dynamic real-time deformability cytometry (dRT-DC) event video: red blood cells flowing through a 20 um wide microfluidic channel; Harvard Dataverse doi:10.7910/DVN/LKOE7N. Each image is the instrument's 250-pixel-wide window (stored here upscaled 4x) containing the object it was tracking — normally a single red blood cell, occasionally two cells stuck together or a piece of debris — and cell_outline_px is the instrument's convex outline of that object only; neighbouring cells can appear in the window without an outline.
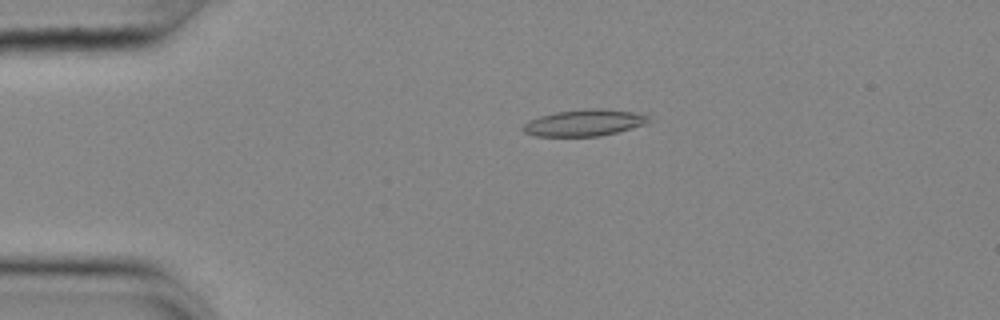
{"species": "common noctule bat (a hibernating species)", "species_latin": "Nyctalus noctula", "temperature_condition": "cold", "stored_images_in_passage": 55, "camera_frame_rate_fps": 3000, "um_per_image_px": 0.085, "animal": {"sex": "female", "body_mass_g": 25.1}, "frame": {"image": 1, "passage_image": 12, "time_ms": 3.667, "image_size_px": [1000, 320], "cell_outline_px": [[652, 120], [644, 124], [632, 128], [600, 136], [536, 136], [524, 132], [520, 128], [528, 120], [540, 116], [556, 112], [588, 108], [600, 108], [632, 112], [648, 116]], "centroid_in_image_um": [49.63, 10.43], "position_along_channel_um": 35.4, "area_um2": 19.36}}
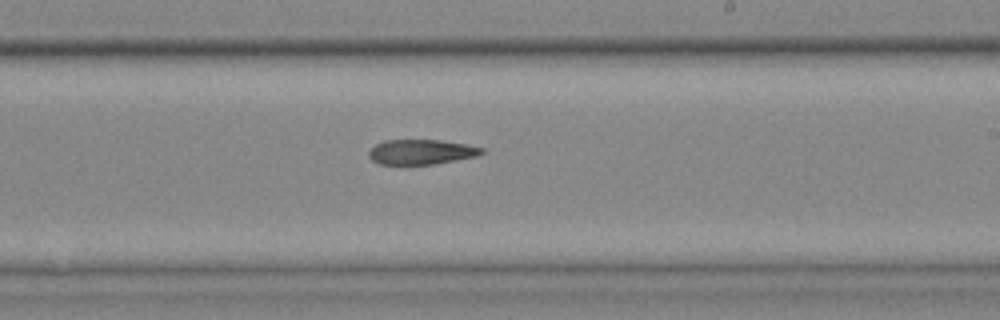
{"frame": {"image": 2, "passage_image": 33, "time_ms": 10.667, "image_size_px": [1000, 320], "cell_outline_px": [[488, 152], [480, 156], [436, 164], [380, 164], [372, 160], [368, 156], [368, 152], [376, 144], [384, 140], [440, 140], [464, 144], [484, 148]], "centroid_in_image_um": [35.87, 12.92], "position_along_channel_um": 253.1, "area_um2": 16.59}}
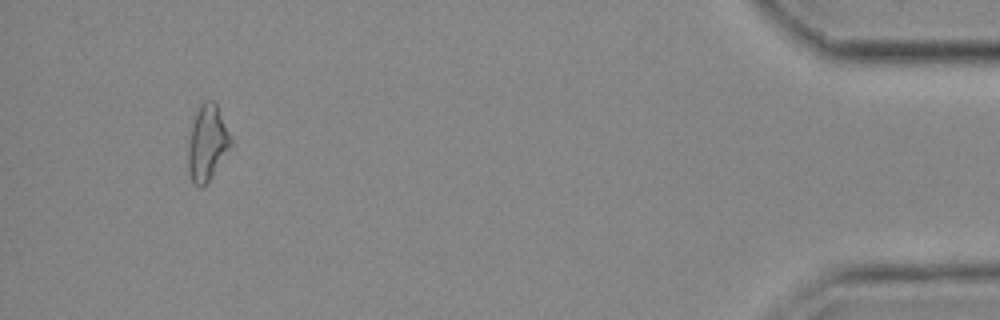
{"frame": {"image": 3, "passage_image": 52, "time_ms": 17.0, "image_size_px": [1000, 320], "cell_outline_px": [[232, 144], [212, 176], [200, 188], [192, 184], [188, 172], [188, 144], [192, 124], [196, 112], [200, 104], [204, 100], [212, 100], [216, 104], [232, 136]], "centroid_in_image_um": [17.61, 12.15], "position_along_channel_um": 417.6, "area_um2": 18.84}}